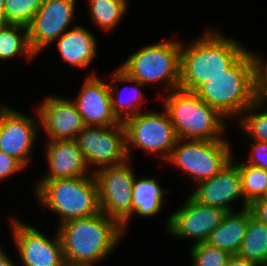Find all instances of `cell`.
<instances>
[{
    "label": "cell",
    "mask_w": 267,
    "mask_h": 266,
    "mask_svg": "<svg viewBox=\"0 0 267 266\" xmlns=\"http://www.w3.org/2000/svg\"><path fill=\"white\" fill-rule=\"evenodd\" d=\"M57 231L65 261L86 266L105 259L124 235L122 226L103 212L68 220L59 224Z\"/></svg>",
    "instance_id": "6da1fadb"
},
{
    "label": "cell",
    "mask_w": 267,
    "mask_h": 266,
    "mask_svg": "<svg viewBox=\"0 0 267 266\" xmlns=\"http://www.w3.org/2000/svg\"><path fill=\"white\" fill-rule=\"evenodd\" d=\"M217 30H206L190 45L181 44L179 88L196 91L209 79L224 73L247 49Z\"/></svg>",
    "instance_id": "7a4b0ae2"
},
{
    "label": "cell",
    "mask_w": 267,
    "mask_h": 266,
    "mask_svg": "<svg viewBox=\"0 0 267 266\" xmlns=\"http://www.w3.org/2000/svg\"><path fill=\"white\" fill-rule=\"evenodd\" d=\"M195 92L226 119L242 114L255 101L254 52L246 50L224 73L209 79Z\"/></svg>",
    "instance_id": "3957f363"
},
{
    "label": "cell",
    "mask_w": 267,
    "mask_h": 266,
    "mask_svg": "<svg viewBox=\"0 0 267 266\" xmlns=\"http://www.w3.org/2000/svg\"><path fill=\"white\" fill-rule=\"evenodd\" d=\"M162 103L178 139L183 141L225 139L222 137V132L224 133L226 118L202 101L195 91L173 89L163 98Z\"/></svg>",
    "instance_id": "277c9868"
},
{
    "label": "cell",
    "mask_w": 267,
    "mask_h": 266,
    "mask_svg": "<svg viewBox=\"0 0 267 266\" xmlns=\"http://www.w3.org/2000/svg\"><path fill=\"white\" fill-rule=\"evenodd\" d=\"M34 190L38 203L60 216L59 224L101 212L93 173L71 179L40 180Z\"/></svg>",
    "instance_id": "5b68a950"
},
{
    "label": "cell",
    "mask_w": 267,
    "mask_h": 266,
    "mask_svg": "<svg viewBox=\"0 0 267 266\" xmlns=\"http://www.w3.org/2000/svg\"><path fill=\"white\" fill-rule=\"evenodd\" d=\"M180 61V42L167 40L141 48L131 54L119 68L142 85L162 81L170 92L179 88Z\"/></svg>",
    "instance_id": "8992f818"
},
{
    "label": "cell",
    "mask_w": 267,
    "mask_h": 266,
    "mask_svg": "<svg viewBox=\"0 0 267 266\" xmlns=\"http://www.w3.org/2000/svg\"><path fill=\"white\" fill-rule=\"evenodd\" d=\"M231 149L226 139L185 140L184 143L178 139L166 160L182 169L198 184L214 177L232 160Z\"/></svg>",
    "instance_id": "52a82bcc"
},
{
    "label": "cell",
    "mask_w": 267,
    "mask_h": 266,
    "mask_svg": "<svg viewBox=\"0 0 267 266\" xmlns=\"http://www.w3.org/2000/svg\"><path fill=\"white\" fill-rule=\"evenodd\" d=\"M123 125L128 160L131 149L137 147L146 153H157L166 161L178 140L166 111H143L123 121Z\"/></svg>",
    "instance_id": "ba28073f"
},
{
    "label": "cell",
    "mask_w": 267,
    "mask_h": 266,
    "mask_svg": "<svg viewBox=\"0 0 267 266\" xmlns=\"http://www.w3.org/2000/svg\"><path fill=\"white\" fill-rule=\"evenodd\" d=\"M127 160L125 163L93 171L100 211L115 219L125 233L126 223L133 215L132 190L135 173ZM132 168V169H131Z\"/></svg>",
    "instance_id": "9c48e42d"
},
{
    "label": "cell",
    "mask_w": 267,
    "mask_h": 266,
    "mask_svg": "<svg viewBox=\"0 0 267 266\" xmlns=\"http://www.w3.org/2000/svg\"><path fill=\"white\" fill-rule=\"evenodd\" d=\"M79 149L89 165L117 166L128 160L123 123L112 126H85L76 137Z\"/></svg>",
    "instance_id": "30bf717a"
},
{
    "label": "cell",
    "mask_w": 267,
    "mask_h": 266,
    "mask_svg": "<svg viewBox=\"0 0 267 266\" xmlns=\"http://www.w3.org/2000/svg\"><path fill=\"white\" fill-rule=\"evenodd\" d=\"M75 0H44L28 27L29 45L38 55L64 34L73 21Z\"/></svg>",
    "instance_id": "8fae6325"
},
{
    "label": "cell",
    "mask_w": 267,
    "mask_h": 266,
    "mask_svg": "<svg viewBox=\"0 0 267 266\" xmlns=\"http://www.w3.org/2000/svg\"><path fill=\"white\" fill-rule=\"evenodd\" d=\"M178 211L168 217L167 232L176 238L205 242L227 213L221 208L201 205L190 196Z\"/></svg>",
    "instance_id": "7c38bea8"
},
{
    "label": "cell",
    "mask_w": 267,
    "mask_h": 266,
    "mask_svg": "<svg viewBox=\"0 0 267 266\" xmlns=\"http://www.w3.org/2000/svg\"><path fill=\"white\" fill-rule=\"evenodd\" d=\"M11 224L22 266H60L65 261L58 231L48 239L36 228L15 218Z\"/></svg>",
    "instance_id": "4fadbf2b"
},
{
    "label": "cell",
    "mask_w": 267,
    "mask_h": 266,
    "mask_svg": "<svg viewBox=\"0 0 267 266\" xmlns=\"http://www.w3.org/2000/svg\"><path fill=\"white\" fill-rule=\"evenodd\" d=\"M9 106L0 107V150L15 158L24 168L30 162L40 123Z\"/></svg>",
    "instance_id": "5bb4252c"
},
{
    "label": "cell",
    "mask_w": 267,
    "mask_h": 266,
    "mask_svg": "<svg viewBox=\"0 0 267 266\" xmlns=\"http://www.w3.org/2000/svg\"><path fill=\"white\" fill-rule=\"evenodd\" d=\"M36 111L50 141L76 140L86 126L74 102L67 98L48 96Z\"/></svg>",
    "instance_id": "9a60e30c"
},
{
    "label": "cell",
    "mask_w": 267,
    "mask_h": 266,
    "mask_svg": "<svg viewBox=\"0 0 267 266\" xmlns=\"http://www.w3.org/2000/svg\"><path fill=\"white\" fill-rule=\"evenodd\" d=\"M88 75L78 97L72 100L86 126H112L121 124L112 111L111 94L106 82L96 72Z\"/></svg>",
    "instance_id": "2e32d148"
},
{
    "label": "cell",
    "mask_w": 267,
    "mask_h": 266,
    "mask_svg": "<svg viewBox=\"0 0 267 266\" xmlns=\"http://www.w3.org/2000/svg\"><path fill=\"white\" fill-rule=\"evenodd\" d=\"M190 197L201 205L218 207L233 212L230 203L243 198L241 175L232 160L214 177L199 182Z\"/></svg>",
    "instance_id": "e0dca14e"
},
{
    "label": "cell",
    "mask_w": 267,
    "mask_h": 266,
    "mask_svg": "<svg viewBox=\"0 0 267 266\" xmlns=\"http://www.w3.org/2000/svg\"><path fill=\"white\" fill-rule=\"evenodd\" d=\"M49 172L41 180L89 176L88 166L76 140H55L46 144Z\"/></svg>",
    "instance_id": "ac0fdd59"
},
{
    "label": "cell",
    "mask_w": 267,
    "mask_h": 266,
    "mask_svg": "<svg viewBox=\"0 0 267 266\" xmlns=\"http://www.w3.org/2000/svg\"><path fill=\"white\" fill-rule=\"evenodd\" d=\"M56 41L61 60L72 67L87 68L96 58L98 47L95 36L82 25H74Z\"/></svg>",
    "instance_id": "d6986e66"
},
{
    "label": "cell",
    "mask_w": 267,
    "mask_h": 266,
    "mask_svg": "<svg viewBox=\"0 0 267 266\" xmlns=\"http://www.w3.org/2000/svg\"><path fill=\"white\" fill-rule=\"evenodd\" d=\"M252 215L249 208L239 212H227L221 223L209 234L205 243L236 255L244 239L248 219Z\"/></svg>",
    "instance_id": "ffe728a7"
},
{
    "label": "cell",
    "mask_w": 267,
    "mask_h": 266,
    "mask_svg": "<svg viewBox=\"0 0 267 266\" xmlns=\"http://www.w3.org/2000/svg\"><path fill=\"white\" fill-rule=\"evenodd\" d=\"M167 191L161 189L154 178L137 179L135 176L132 190L133 214L143 217L156 215L162 209L163 193Z\"/></svg>",
    "instance_id": "44dd1931"
},
{
    "label": "cell",
    "mask_w": 267,
    "mask_h": 266,
    "mask_svg": "<svg viewBox=\"0 0 267 266\" xmlns=\"http://www.w3.org/2000/svg\"><path fill=\"white\" fill-rule=\"evenodd\" d=\"M113 81L117 82H126V83H132L135 84L132 87V93L130 96L126 99L119 95H115L117 92L115 91L117 89V85L114 86V84H108L110 94H111V103H112V111L113 114L116 116V118L123 123L126 119H128L131 116H134L141 110V106L144 103V97L145 95L142 94V90H140V87H144L140 82L136 81L135 79L130 78L128 75H126L119 67L113 72ZM125 90V89H124ZM127 90V89H126ZM115 91V92H114ZM118 96V97H117ZM129 96V95H128ZM131 98V99H130ZM124 115V116H123Z\"/></svg>",
    "instance_id": "7402d4cb"
},
{
    "label": "cell",
    "mask_w": 267,
    "mask_h": 266,
    "mask_svg": "<svg viewBox=\"0 0 267 266\" xmlns=\"http://www.w3.org/2000/svg\"><path fill=\"white\" fill-rule=\"evenodd\" d=\"M236 255L258 266H267V226L252 215L248 219L246 233Z\"/></svg>",
    "instance_id": "603a6c76"
},
{
    "label": "cell",
    "mask_w": 267,
    "mask_h": 266,
    "mask_svg": "<svg viewBox=\"0 0 267 266\" xmlns=\"http://www.w3.org/2000/svg\"><path fill=\"white\" fill-rule=\"evenodd\" d=\"M17 55H23L28 62L36 57L29 45L28 28L0 23V60H8Z\"/></svg>",
    "instance_id": "cb8c5ba5"
},
{
    "label": "cell",
    "mask_w": 267,
    "mask_h": 266,
    "mask_svg": "<svg viewBox=\"0 0 267 266\" xmlns=\"http://www.w3.org/2000/svg\"><path fill=\"white\" fill-rule=\"evenodd\" d=\"M91 19L105 31L112 30L128 10V0H88Z\"/></svg>",
    "instance_id": "d4e9b609"
},
{
    "label": "cell",
    "mask_w": 267,
    "mask_h": 266,
    "mask_svg": "<svg viewBox=\"0 0 267 266\" xmlns=\"http://www.w3.org/2000/svg\"><path fill=\"white\" fill-rule=\"evenodd\" d=\"M237 163L242 186V209L248 208L249 205L263 197L267 187V170L250 166L246 163Z\"/></svg>",
    "instance_id": "484cf974"
},
{
    "label": "cell",
    "mask_w": 267,
    "mask_h": 266,
    "mask_svg": "<svg viewBox=\"0 0 267 266\" xmlns=\"http://www.w3.org/2000/svg\"><path fill=\"white\" fill-rule=\"evenodd\" d=\"M44 0H5L4 24L29 27Z\"/></svg>",
    "instance_id": "4316f807"
},
{
    "label": "cell",
    "mask_w": 267,
    "mask_h": 266,
    "mask_svg": "<svg viewBox=\"0 0 267 266\" xmlns=\"http://www.w3.org/2000/svg\"><path fill=\"white\" fill-rule=\"evenodd\" d=\"M260 106L254 101L242 112L239 124L243 131L245 130L249 135L248 137L251 136L256 141L267 143V108L263 112H254Z\"/></svg>",
    "instance_id": "83f0119b"
},
{
    "label": "cell",
    "mask_w": 267,
    "mask_h": 266,
    "mask_svg": "<svg viewBox=\"0 0 267 266\" xmlns=\"http://www.w3.org/2000/svg\"><path fill=\"white\" fill-rule=\"evenodd\" d=\"M190 252L192 266H226L231 256L228 252L205 242L194 244Z\"/></svg>",
    "instance_id": "f1b7e54d"
},
{
    "label": "cell",
    "mask_w": 267,
    "mask_h": 266,
    "mask_svg": "<svg viewBox=\"0 0 267 266\" xmlns=\"http://www.w3.org/2000/svg\"><path fill=\"white\" fill-rule=\"evenodd\" d=\"M261 58L254 53L255 102L260 105L267 101V61Z\"/></svg>",
    "instance_id": "f546056e"
},
{
    "label": "cell",
    "mask_w": 267,
    "mask_h": 266,
    "mask_svg": "<svg viewBox=\"0 0 267 266\" xmlns=\"http://www.w3.org/2000/svg\"><path fill=\"white\" fill-rule=\"evenodd\" d=\"M253 141L254 143L250 144V159L246 164L267 170V143L256 140Z\"/></svg>",
    "instance_id": "4dcf8cb0"
},
{
    "label": "cell",
    "mask_w": 267,
    "mask_h": 266,
    "mask_svg": "<svg viewBox=\"0 0 267 266\" xmlns=\"http://www.w3.org/2000/svg\"><path fill=\"white\" fill-rule=\"evenodd\" d=\"M24 167L13 157L0 150V181L23 171Z\"/></svg>",
    "instance_id": "1f68e13d"
},
{
    "label": "cell",
    "mask_w": 267,
    "mask_h": 266,
    "mask_svg": "<svg viewBox=\"0 0 267 266\" xmlns=\"http://www.w3.org/2000/svg\"><path fill=\"white\" fill-rule=\"evenodd\" d=\"M252 213V216L255 217L258 221L267 226V200L266 199H257L253 201L248 207Z\"/></svg>",
    "instance_id": "d6a6232c"
},
{
    "label": "cell",
    "mask_w": 267,
    "mask_h": 266,
    "mask_svg": "<svg viewBox=\"0 0 267 266\" xmlns=\"http://www.w3.org/2000/svg\"><path fill=\"white\" fill-rule=\"evenodd\" d=\"M226 266H258L256 263L241 258L238 255H231Z\"/></svg>",
    "instance_id": "836d02e7"
},
{
    "label": "cell",
    "mask_w": 267,
    "mask_h": 266,
    "mask_svg": "<svg viewBox=\"0 0 267 266\" xmlns=\"http://www.w3.org/2000/svg\"><path fill=\"white\" fill-rule=\"evenodd\" d=\"M0 266H17L10 260L2 248H0Z\"/></svg>",
    "instance_id": "e575fe53"
},
{
    "label": "cell",
    "mask_w": 267,
    "mask_h": 266,
    "mask_svg": "<svg viewBox=\"0 0 267 266\" xmlns=\"http://www.w3.org/2000/svg\"><path fill=\"white\" fill-rule=\"evenodd\" d=\"M4 1L0 0V23L4 24Z\"/></svg>",
    "instance_id": "d590c367"
},
{
    "label": "cell",
    "mask_w": 267,
    "mask_h": 266,
    "mask_svg": "<svg viewBox=\"0 0 267 266\" xmlns=\"http://www.w3.org/2000/svg\"><path fill=\"white\" fill-rule=\"evenodd\" d=\"M60 266H86V265L76 264V263H71V262L64 261Z\"/></svg>",
    "instance_id": "8d00e7d4"
},
{
    "label": "cell",
    "mask_w": 267,
    "mask_h": 266,
    "mask_svg": "<svg viewBox=\"0 0 267 266\" xmlns=\"http://www.w3.org/2000/svg\"><path fill=\"white\" fill-rule=\"evenodd\" d=\"M262 199H266L267 200V187H266V190H265V193H264Z\"/></svg>",
    "instance_id": "74e56055"
}]
</instances>
